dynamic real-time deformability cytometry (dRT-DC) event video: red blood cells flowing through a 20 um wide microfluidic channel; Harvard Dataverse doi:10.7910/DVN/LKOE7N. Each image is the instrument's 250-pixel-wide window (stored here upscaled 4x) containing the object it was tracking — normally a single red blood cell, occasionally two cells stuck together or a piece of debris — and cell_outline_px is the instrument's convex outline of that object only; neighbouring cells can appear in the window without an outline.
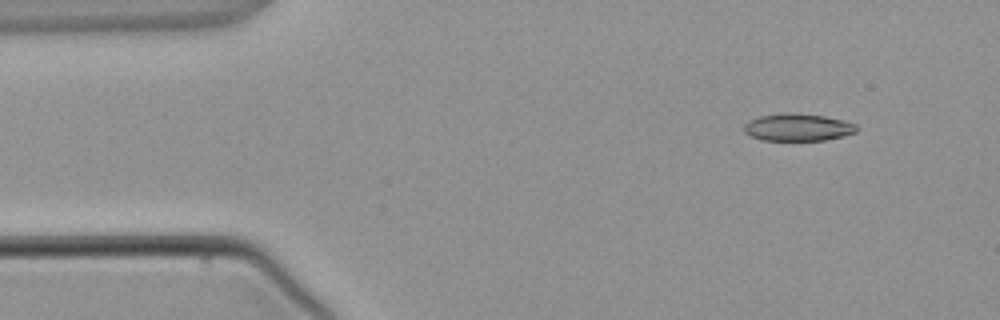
{"species": "common noctule bat (a hibernating species)", "species_latin": "Nyctalus noctula", "temperature_condition": "warm", "stored_images_in_passage": 3, "camera_frame_rate_fps": 3000, "um_per_image_px": 0.085, "animal": {"sex": "male", "body_mass_g": 21.5, "forearm_length_mm": 52.0}, "frame": {"image": 1, "passage_image": 1, "time_ms": 0.0, "image_size_px": [1000, 320], "cell_outline_px": [[856, 132], [844, 136], [824, 140], [760, 140], [748, 136], [744, 132], [744, 124], [748, 120], [760, 116], [788, 112], [792, 112], [824, 116], [844, 120], [856, 124]], "centroid_in_image_um": [67.78, 10.82], "position_along_channel_um": 17.2, "area_um2": 18.09}}
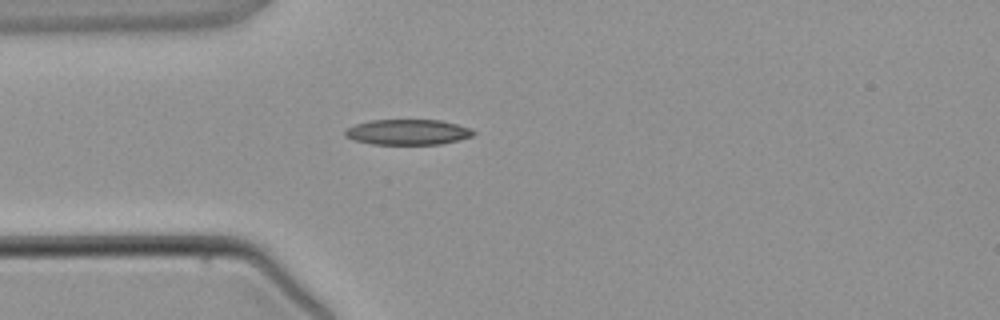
{"frame": {"image": 2, "passage_image": 3, "time_ms": 2.333, "image_size_px": [1000, 320], "cell_outline_px": [[476, 132], [472, 136], [460, 140], [440, 144], [372, 144], [352, 140], [344, 136], [344, 128], [356, 124], [372, 120], [440, 120], [472, 128]], "centroid_in_image_um": [34.64, 11.23], "position_along_channel_um": 50.4, "area_um2": 19.19}}